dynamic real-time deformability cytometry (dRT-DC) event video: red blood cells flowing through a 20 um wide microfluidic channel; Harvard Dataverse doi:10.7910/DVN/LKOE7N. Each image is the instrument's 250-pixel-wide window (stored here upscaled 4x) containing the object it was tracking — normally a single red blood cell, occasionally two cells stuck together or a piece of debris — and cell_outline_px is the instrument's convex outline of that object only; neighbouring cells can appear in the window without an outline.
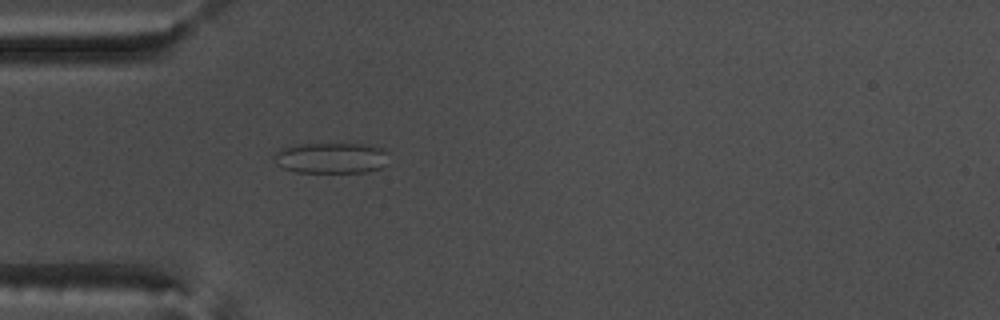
{"species": "common noctule bat (a hibernating species)", "species_latin": "Nyctalus noctula", "temperature_condition": "warm", "stored_images_in_passage": 55, "camera_frame_rate_fps": 3000, "um_per_image_px": 0.085, "animal": {"sex": "male", "body_mass_g": 17.5, "forearm_length_mm": 52.3}, "frame": {"image": 1, "passage_image": 17, "time_ms": 5.333, "image_size_px": [1000, 320], "cell_outline_px": [[388, 164], [380, 168], [368, 172], [296, 172], [284, 168], [276, 164], [272, 160], [272, 156], [280, 148], [304, 144], [372, 144], [384, 148], [388, 152]], "centroid_in_image_um": [28.19, 13.42], "position_along_channel_um": 56.8, "area_um2": 20.98}}
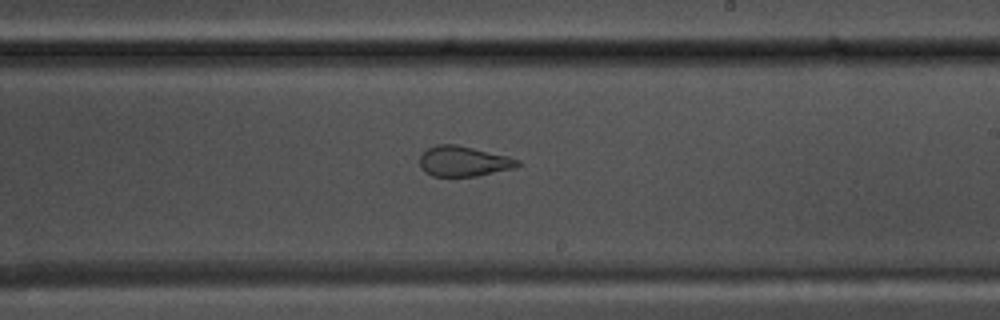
{"frame": {"image": 2, "passage_image": 33, "time_ms": 10.667, "image_size_px": [1000, 320], "cell_outline_px": [[520, 164], [516, 168], [476, 176], [432, 176], [424, 172], [420, 168], [420, 156], [428, 148], [436, 144], [456, 144], [508, 156], [520, 160]], "centroid_in_image_um": [39.4, 13.71], "position_along_channel_um": 249.6, "area_um2": 17.34}}
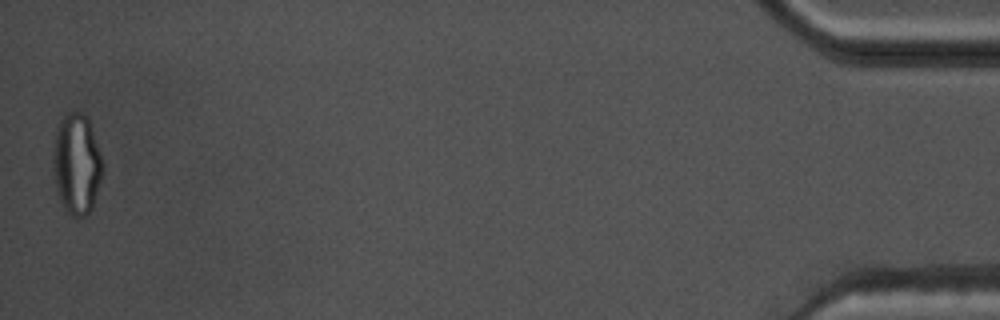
{"frame": {"image": 3, "passage_image": 55, "time_ms": 18.0, "image_size_px": [1000, 320], "cell_outline_px": [[104, 168], [92, 208], [84, 216], [72, 216], [64, 208], [60, 200], [56, 184], [52, 164], [52, 140], [56, 128], [64, 112], [84, 112], [88, 120], [104, 164]], "centroid_in_image_um": [6.49, 13.89], "position_along_channel_um": 428.7, "area_um2": 29.25}}